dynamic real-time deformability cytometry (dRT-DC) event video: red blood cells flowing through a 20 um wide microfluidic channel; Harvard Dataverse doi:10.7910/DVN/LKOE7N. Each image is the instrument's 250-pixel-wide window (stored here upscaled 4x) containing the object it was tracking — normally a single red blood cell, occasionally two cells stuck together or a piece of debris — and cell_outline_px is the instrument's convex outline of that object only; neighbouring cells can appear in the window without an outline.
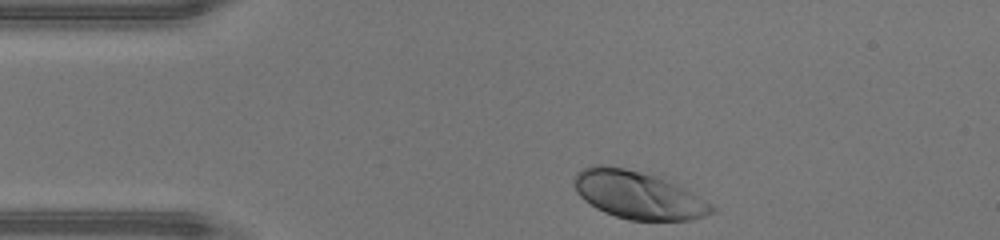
{"species": "human", "species_latin": "Homo sapiens", "temperature_condition": "warm", "stored_images_in_passage": 29, "camera_frame_rate_fps": 3000, "um_per_image_px": 0.085, "donor": {"sex": "male"}, "frame": {"image": 1, "passage_image": 1, "time_ms": 0.0, "image_size_px": [1000, 240], "cell_outline_px": [[716, 212], [692, 220], [628, 220], [604, 212], [596, 208], [584, 200], [576, 192], [572, 180], [576, 172], [580, 168], [592, 164], [600, 164], [624, 168], [640, 172], [664, 180], [684, 188], [712, 204], [716, 208]], "centroid_in_image_um": [54.18, 16.58], "position_along_channel_um": 30.8, "area_um2": 38.15}}
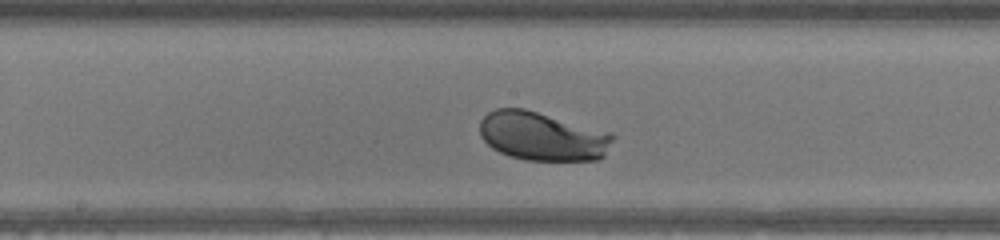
{"frame": {"image": 2, "passage_image": 16, "time_ms": 5.0, "image_size_px": [1000, 240], "cell_outline_px": [[616, 136], [604, 156], [600, 160], [524, 160], [508, 156], [492, 148], [480, 136], [480, 120], [488, 112], [496, 108], [524, 108], [612, 132]], "centroid_in_image_um": [46.12, 11.58], "position_along_channel_um": 202.1, "area_um2": 38.15}}
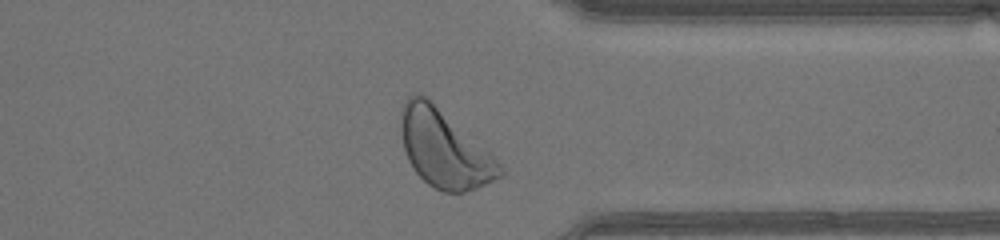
{"frame": {"image": 3, "passage_image": 28, "time_ms": 9.0, "image_size_px": [1000, 240], "cell_outline_px": [[504, 176], [476, 188], [464, 192], [444, 192], [428, 184], [416, 172], [408, 160], [404, 148], [400, 132], [400, 112], [408, 96], [416, 92], [420, 92], [428, 96], [488, 148], [492, 152], [504, 168]], "centroid_in_image_um": [37.79, 12.59], "position_along_channel_um": 373.6, "area_um2": 45.66}, "authors_computed_cell_mechanics": {"area_um2": 37.3966, "velocity_mm_per_s": 4.4119, "shape_relaxation_time_tau1_ms": 0.9429, "shape_relaxation_time_tau2_ms": null, "deformation_change_tau1": 0.1234, "deformation_change_tau2": null}}